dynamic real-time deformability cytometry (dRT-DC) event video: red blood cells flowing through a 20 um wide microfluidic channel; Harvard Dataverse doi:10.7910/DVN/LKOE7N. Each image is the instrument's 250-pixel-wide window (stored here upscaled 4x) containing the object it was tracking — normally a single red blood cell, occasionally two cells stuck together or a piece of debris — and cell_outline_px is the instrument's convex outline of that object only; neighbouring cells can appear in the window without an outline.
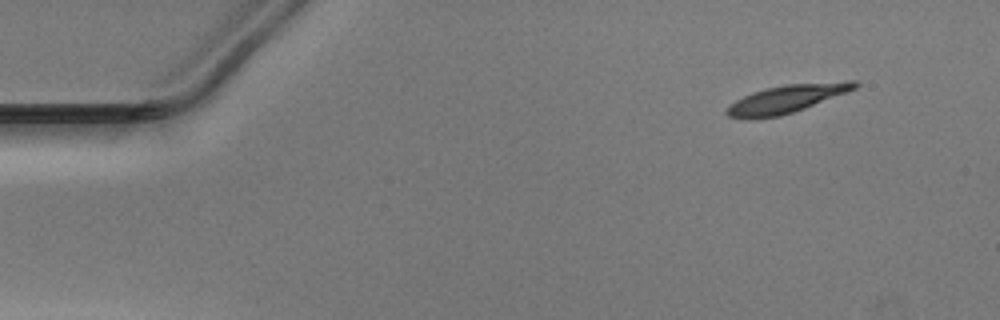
{"species": "Egyptian fruit bat (a non-hibernating species)", "species_latin": "Rousettus aegyptiacus", "temperature_condition": "warm", "stored_images_in_passage": 48, "camera_frame_rate_fps": 3000, "um_per_image_px": 0.085, "animal": {"sex": "male"}, "frame": {"image": 1, "passage_image": 1, "time_ms": 0.0, "image_size_px": [1000, 320], "cell_outline_px": [[860, 84], [856, 88], [848, 92], [804, 108], [780, 116], [748, 120], [728, 116], [724, 112], [736, 100], [752, 92], [784, 84], [848, 80], [856, 80]], "centroid_in_image_um": [66.9, 8.39], "position_along_channel_um": 18.1, "area_um2": 20.98}}
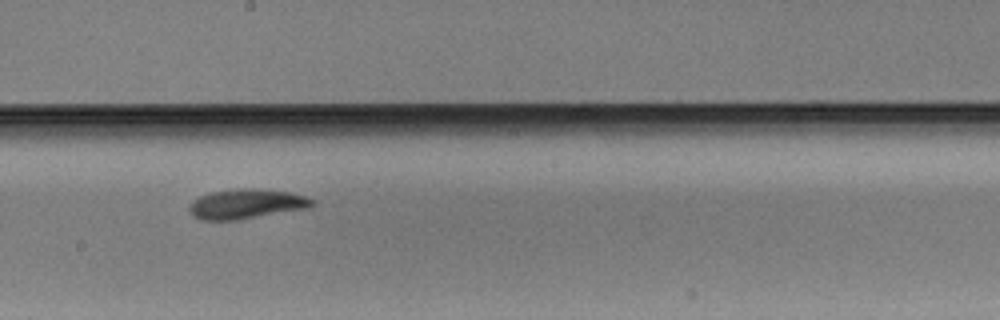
{"frame": {"image": 2, "passage_image": 25, "time_ms": 8.0, "image_size_px": [1000, 320], "cell_outline_px": [[316, 200], [308, 208], [236, 220], [200, 220], [192, 216], [188, 212], [188, 204], [192, 200], [200, 196], [212, 192], [236, 188], [260, 188], [292, 192]], "centroid_in_image_um": [20.89, 17.32], "position_along_channel_um": 227.3, "area_um2": 21.56}}
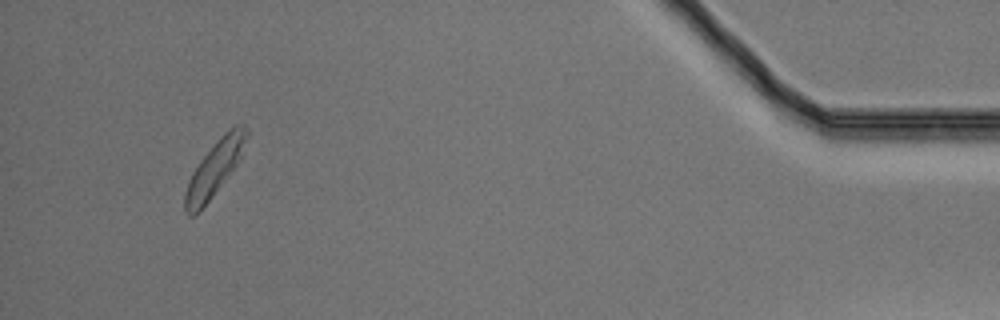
{"frame": {"image": 3, "passage_image": 45, "time_ms": 14.667, "image_size_px": [1000, 320], "cell_outline_px": [[248, 136], [240, 156], [236, 164], [200, 212], [192, 216], [188, 216], [184, 212], [184, 192], [188, 180], [192, 172], [200, 160], [216, 140], [228, 128], [236, 124], [244, 124], [248, 132]], "centroid_in_image_um": [18.19, 14.32], "position_along_channel_um": 417.0, "area_um2": 19.59}}